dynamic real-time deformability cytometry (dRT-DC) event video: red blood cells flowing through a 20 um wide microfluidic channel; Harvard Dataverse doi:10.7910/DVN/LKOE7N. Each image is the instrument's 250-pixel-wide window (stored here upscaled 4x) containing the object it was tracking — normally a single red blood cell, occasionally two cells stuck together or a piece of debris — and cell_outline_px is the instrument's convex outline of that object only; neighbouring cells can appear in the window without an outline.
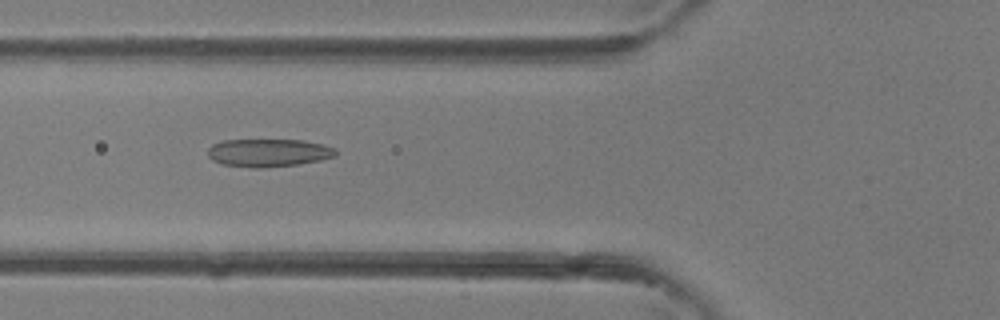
{"species": "common noctule bat (a hibernating species)", "species_latin": "Nyctalus noctula", "temperature_condition": "room temperature", "stored_images_in_passage": 27, "camera_frame_rate_fps": 3000, "um_per_image_px": 0.085, "animal": {"sex": "female"}, "frame": {"image": 1, "passage_image": 3, "time_ms": 0.667, "image_size_px": [1000, 320], "cell_outline_px": [[336, 156], [320, 160], [296, 164], [264, 168], [252, 168], [220, 164], [212, 160], [208, 156], [208, 148], [212, 144], [224, 140], [304, 140], [336, 148]], "centroid_in_image_um": [22.78, 12.99], "position_along_channel_um": 103.0, "area_um2": 20.87}}
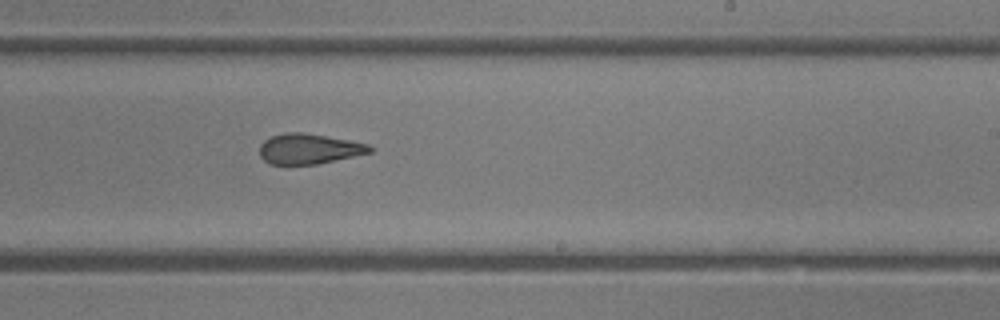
{"frame": {"image": 2, "passage_image": 12, "time_ms": 3.667, "image_size_px": [1000, 320], "cell_outline_px": [[372, 152], [336, 160], [316, 164], [272, 164], [264, 160], [260, 156], [260, 144], [264, 140], [272, 136], [284, 132], [304, 132], [352, 140], [368, 144], [372, 148]], "centroid_in_image_um": [26.27, 12.63], "position_along_channel_um": 262.7, "area_um2": 19.48}}
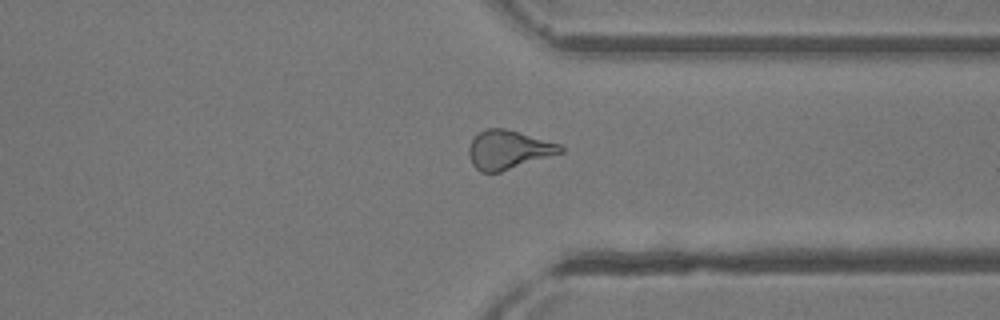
{"frame": {"image": 3, "passage_image": 18, "time_ms": 5.667, "image_size_px": [1000, 320], "cell_outline_px": [[564, 152], [500, 172], [480, 172], [472, 164], [468, 156], [468, 148], [472, 140], [480, 132], [488, 128], [504, 128], [560, 144], [564, 148]], "centroid_in_image_um": [43.2, 12.74], "position_along_channel_um": 368.2, "area_um2": 20.52}}